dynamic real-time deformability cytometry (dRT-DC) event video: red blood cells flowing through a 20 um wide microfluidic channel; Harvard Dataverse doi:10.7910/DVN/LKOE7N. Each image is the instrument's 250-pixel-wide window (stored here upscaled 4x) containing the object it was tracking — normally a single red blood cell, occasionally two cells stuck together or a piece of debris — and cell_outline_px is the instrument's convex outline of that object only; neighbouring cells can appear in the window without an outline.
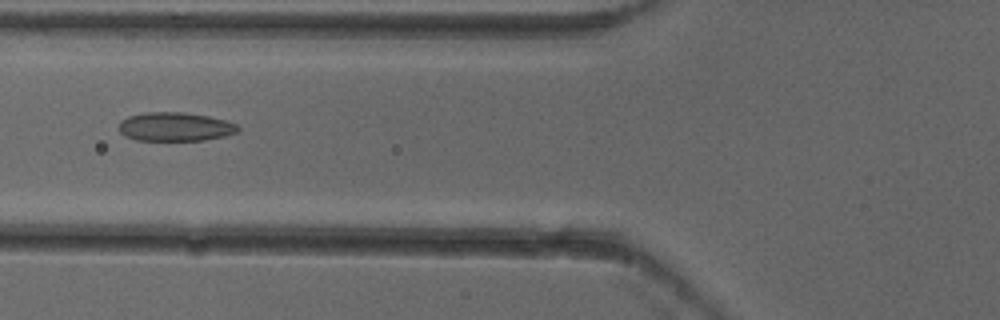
{"species": "common noctule bat (a hibernating species)", "species_latin": "Nyctalus noctula", "temperature_condition": "cold", "stored_images_in_passage": 5, "camera_frame_rate_fps": 3000, "um_per_image_px": 0.085, "animal": {"sex": "female"}, "frame": {"image": 1, "passage_image": 5, "time_ms": 1.333, "image_size_px": [1000, 320], "cell_outline_px": [[240, 128], [236, 132], [224, 136], [204, 140], [136, 140], [124, 136], [120, 132], [120, 120], [128, 116], [144, 112], [184, 112], [208, 116], [224, 120], [236, 124]], "centroid_in_image_um": [14.86, 10.77], "position_along_channel_um": 110.9, "area_um2": 19.94}}